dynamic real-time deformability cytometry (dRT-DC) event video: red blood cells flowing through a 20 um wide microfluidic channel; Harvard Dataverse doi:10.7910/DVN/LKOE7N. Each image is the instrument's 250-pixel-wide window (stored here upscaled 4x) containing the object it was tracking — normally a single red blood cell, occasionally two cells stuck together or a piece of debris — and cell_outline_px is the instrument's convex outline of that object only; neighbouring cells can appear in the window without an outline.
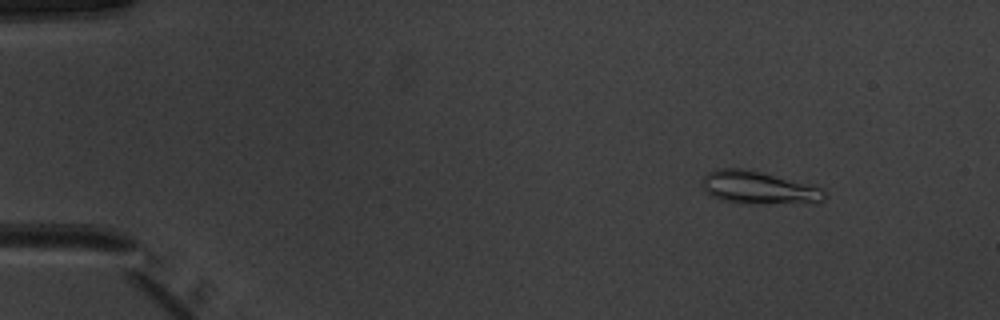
{"species": "common noctule bat (a hibernating species)", "species_latin": "Nyctalus noctula", "temperature_condition": "warm", "stored_images_in_passage": 52, "camera_frame_rate_fps": 3000, "um_per_image_px": 0.085, "animal": {"sex": "male", "body_mass_g": 20.1, "forearm_length_mm": 53.5}, "frame": {"image": 1, "passage_image": 7, "time_ms": 2.0, "image_size_px": [1000, 320], "cell_outline_px": [[828, 196], [820, 204], [744, 204], [720, 200], [704, 192], [700, 184], [704, 176], [708, 172], [716, 168], [744, 168], [812, 184], [824, 188]], "centroid_in_image_um": [64.55, 15.98], "position_along_channel_um": 20.5, "area_um2": 24.51}}
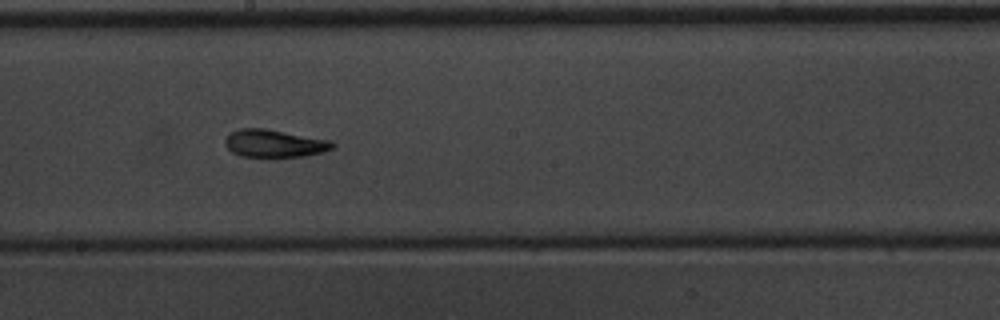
{"frame": {"image": 2, "passage_image": 30, "time_ms": 9.667, "image_size_px": [1000, 320], "cell_outline_px": [[336, 144], [332, 148], [324, 152], [304, 156], [272, 160], [268, 160], [240, 156], [232, 152], [224, 144], [224, 140], [228, 132], [240, 128], [264, 128], [332, 140]], "centroid_in_image_um": [23.29, 12.24], "position_along_channel_um": 224.9, "area_um2": 18.38}}
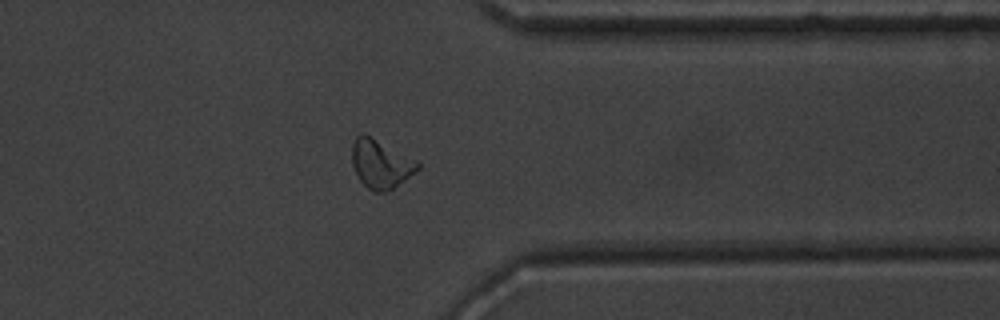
{"frame": {"image": 3, "passage_image": 42, "time_ms": 13.667, "image_size_px": [1000, 320], "cell_outline_px": [[420, 168], [416, 172], [392, 188], [384, 192], [372, 192], [360, 180], [352, 164], [352, 144], [356, 136], [360, 132], [364, 132], [416, 160], [420, 164]], "centroid_in_image_um": [32.34, 13.91], "position_along_channel_um": 379.1, "area_um2": 18.55}, "authors_computed_cell_mechanics": {"area_um2": 17.9469, "velocity_mm_per_s": 3.965, "shape_relaxation_time_tau1_ms": 3.2953, "shape_relaxation_time_tau2_ms": 3.2585, "deformation_change_tau1": 0.1581, "deformation_change_tau2": 0.1141}}